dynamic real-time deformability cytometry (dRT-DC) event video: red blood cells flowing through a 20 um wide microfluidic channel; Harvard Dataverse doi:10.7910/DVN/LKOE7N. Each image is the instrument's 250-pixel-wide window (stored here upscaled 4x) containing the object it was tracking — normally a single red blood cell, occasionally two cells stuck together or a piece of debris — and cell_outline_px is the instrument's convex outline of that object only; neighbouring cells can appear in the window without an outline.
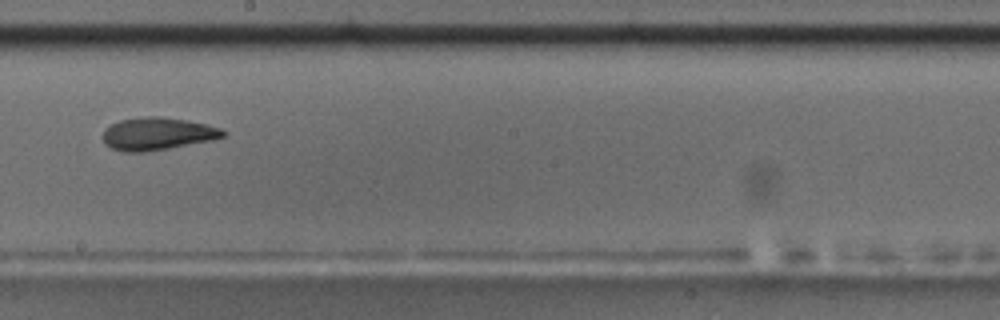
{"species": "common noctule bat (a hibernating species)", "species_latin": "Nyctalus noctula", "temperature_condition": "room temperature", "stored_images_in_passage": 54, "camera_frame_rate_fps": 3000, "um_per_image_px": 0.085, "animal": {"sex": "male", "body_mass_g": 17.5, "forearm_length_mm": 52.3}, "frame": {"image": 1, "passage_image": 31, "time_ms": 10.0, "image_size_px": [1000, 320], "cell_outline_px": [[228, 132], [224, 136], [212, 140], [148, 152], [124, 152], [112, 148], [104, 144], [104, 128], [120, 120], [144, 116], [160, 116], [208, 124], [220, 128]], "centroid_in_image_um": [13.39, 11.37], "position_along_channel_um": 234.8, "area_um2": 22.89}, "authors_computed_cell_mechanics": {"area_um2": 22.5709, "velocity_mm_per_s": 3.7245, "shape_relaxation_time_tau1_ms": 7.8988, "shape_relaxation_time_tau2_ms": 4.185, "deformation_change_tau1": 0.2474, "deformation_change_tau2": 0.1217}}